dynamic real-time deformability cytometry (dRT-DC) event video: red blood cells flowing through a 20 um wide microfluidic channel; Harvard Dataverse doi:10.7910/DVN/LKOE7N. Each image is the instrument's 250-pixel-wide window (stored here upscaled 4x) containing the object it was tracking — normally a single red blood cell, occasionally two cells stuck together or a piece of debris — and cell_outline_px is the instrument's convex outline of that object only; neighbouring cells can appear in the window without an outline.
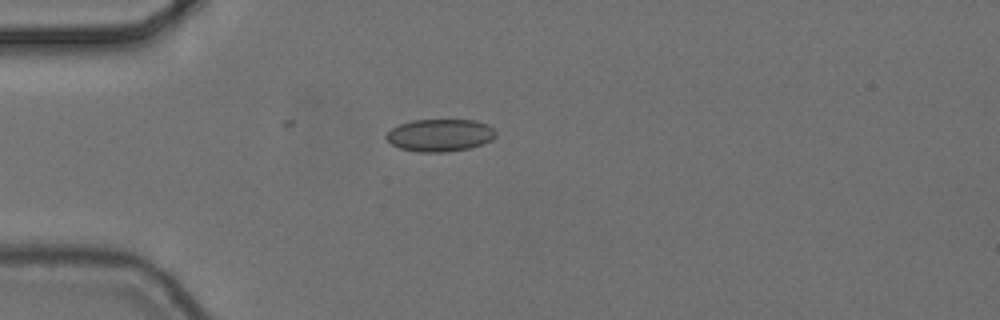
{"species": "common noctule bat (a hibernating species)", "species_latin": "Nyctalus noctula", "temperature_condition": "cold", "stored_images_in_passage": 6, "camera_frame_rate_fps": 3000, "um_per_image_px": 0.085, "animal": {"sex": "female", "body_mass_g": 24.6, "forearm_length_mm": 56.2}, "frame": {"image": 1, "passage_image": 4, "time_ms": 1.0, "image_size_px": [1000, 320], "cell_outline_px": [[496, 136], [492, 140], [468, 148], [448, 152], [420, 152], [400, 148], [392, 144], [384, 136], [392, 128], [400, 124], [412, 120], [476, 120], [488, 124], [496, 132]], "centroid_in_image_um": [37.4, 11.49], "position_along_channel_um": 47.6, "area_um2": 20.63}}
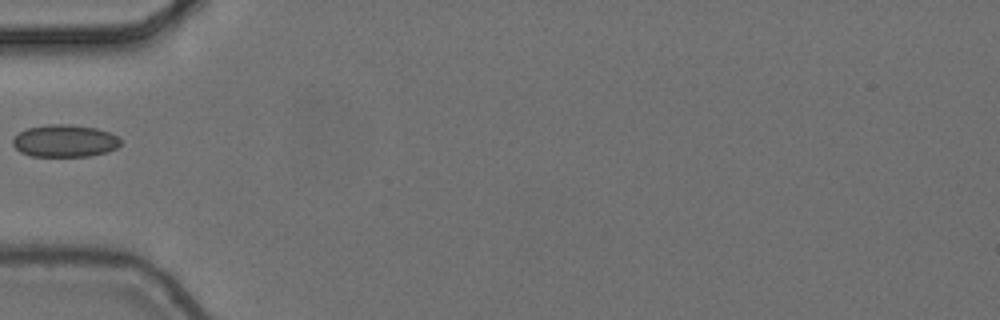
{"frame": {"image": 2, "passage_image": 5, "time_ms": 1.333, "image_size_px": [1000, 320], "cell_outline_px": [[120, 144], [116, 148], [108, 152], [88, 156], [32, 156], [20, 152], [12, 144], [12, 140], [20, 132], [28, 128], [48, 124], [68, 124], [96, 128], [112, 132], [120, 140]], "centroid_in_image_um": [5.52, 11.97], "position_along_channel_um": 79.5, "area_um2": 20.29}}
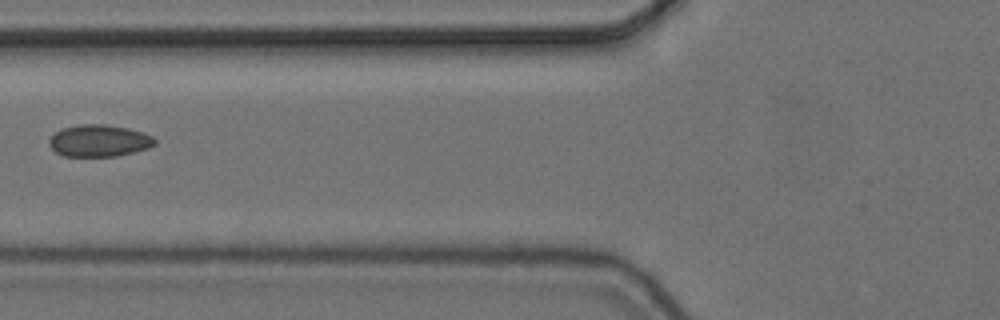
{"frame": {"image": 3, "passage_image": 6, "time_ms": 1.667, "image_size_px": [1000, 320], "cell_outline_px": [[156, 144], [148, 148], [116, 156], [64, 156], [56, 152], [48, 144], [48, 140], [60, 128], [80, 124], [104, 124], [128, 128], [144, 132], [152, 136], [156, 140]], "centroid_in_image_um": [8.42, 11.95], "position_along_channel_um": 117.4, "area_um2": 19.71}}